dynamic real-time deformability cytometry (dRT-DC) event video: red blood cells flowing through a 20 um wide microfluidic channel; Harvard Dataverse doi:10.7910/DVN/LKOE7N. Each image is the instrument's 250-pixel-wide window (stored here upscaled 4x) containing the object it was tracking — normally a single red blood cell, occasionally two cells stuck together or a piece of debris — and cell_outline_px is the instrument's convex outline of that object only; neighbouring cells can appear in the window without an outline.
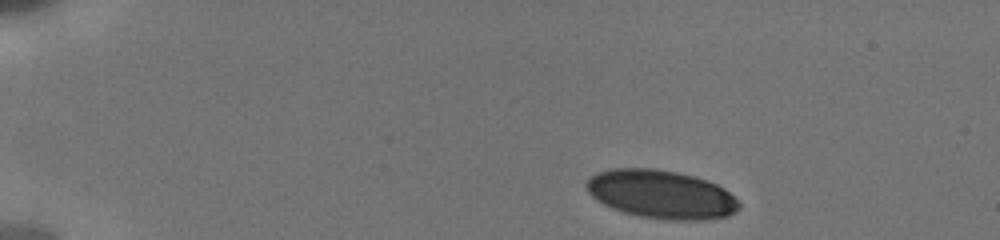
{"species": "human", "species_latin": "Homo sapiens", "temperature_condition": "cold", "stored_images_in_passage": 13, "camera_frame_rate_fps": 3000, "um_per_image_px": 0.085, "donor": {"sex": "male"}, "frame": {"image": 1, "passage_image": 1, "time_ms": 0.0, "image_size_px": [1000, 240], "cell_outline_px": [[740, 208], [736, 212], [728, 216], [700, 220], [672, 220], [640, 216], [624, 212], [612, 208], [604, 204], [592, 196], [588, 192], [588, 180], [596, 172], [612, 168], [656, 168], [676, 172], [708, 180], [724, 188], [740, 200]], "centroid_in_image_um": [56.25, 16.51], "position_along_channel_um": 28.7, "area_um2": 43.06}}
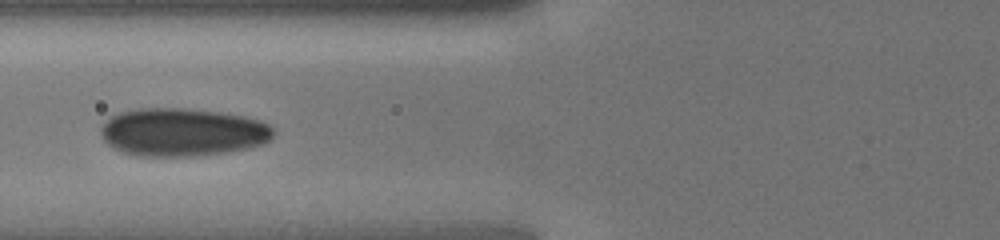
{"frame": {"image": 2, "passage_image": 10, "time_ms": 4.667, "image_size_px": [1000, 240], "cell_outline_px": [[276, 132], [268, 140], [252, 148], [228, 152], [196, 156], [136, 156], [124, 152], [108, 144], [104, 140], [100, 132], [100, 128], [112, 116], [120, 112], [140, 108], [184, 108], [220, 112], [244, 116], [260, 120], [268, 124]], "centroid_in_image_um": [15.53, 11.24], "position_along_channel_um": 110.3, "area_um2": 48.38}}
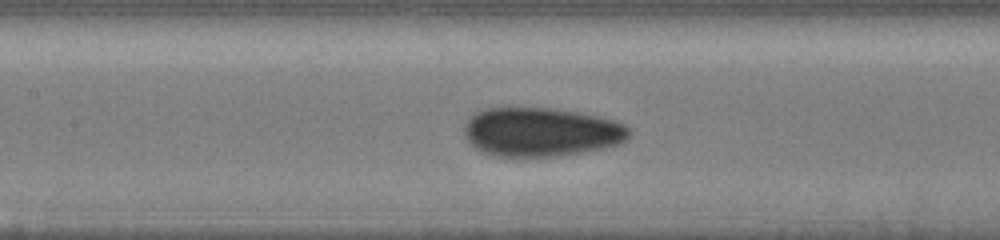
{"frame": {"image": 3, "passage_image": 13, "time_ms": 6.0, "image_size_px": [1000, 240], "cell_outline_px": [[632, 132], [620, 144], [584, 152], [560, 156], [492, 156], [480, 152], [464, 136], [464, 124], [468, 116], [480, 108], [552, 108], [580, 112], [616, 120], [632, 128]], "centroid_in_image_um": [45.98, 11.21], "position_along_channel_um": 161.4, "area_um2": 47.69}}